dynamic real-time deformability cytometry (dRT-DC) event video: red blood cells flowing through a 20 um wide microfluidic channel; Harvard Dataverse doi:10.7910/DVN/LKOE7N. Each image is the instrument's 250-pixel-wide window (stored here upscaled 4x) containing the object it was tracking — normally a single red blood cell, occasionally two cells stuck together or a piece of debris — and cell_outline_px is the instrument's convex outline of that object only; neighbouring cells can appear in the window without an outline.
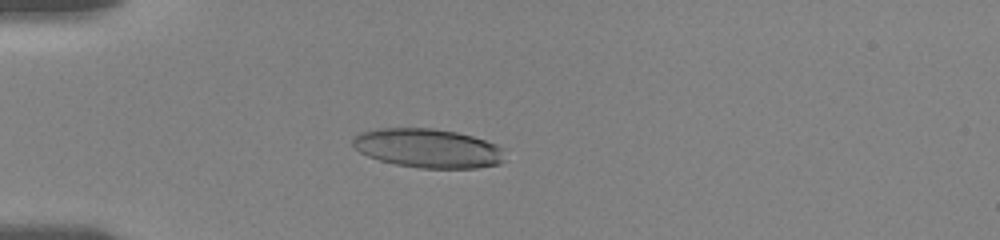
{"species": "human", "species_latin": "Homo sapiens", "temperature_condition": "room temperature", "stored_images_in_passage": 31, "camera_frame_rate_fps": 3000, "um_per_image_px": 0.085, "donor": {"sex": "female"}, "frame": {"image": 1, "passage_image": 9, "time_ms": 5.0, "image_size_px": [1000, 240], "cell_outline_px": [[504, 160], [500, 164], [476, 168], [420, 168], [396, 164], [380, 160], [368, 156], [352, 148], [352, 136], [360, 132], [380, 128], [432, 128], [456, 132], [472, 136], [496, 144], [504, 148]], "centroid_in_image_um": [36.36, 12.6], "position_along_channel_um": 48.6, "area_um2": 34.85}}
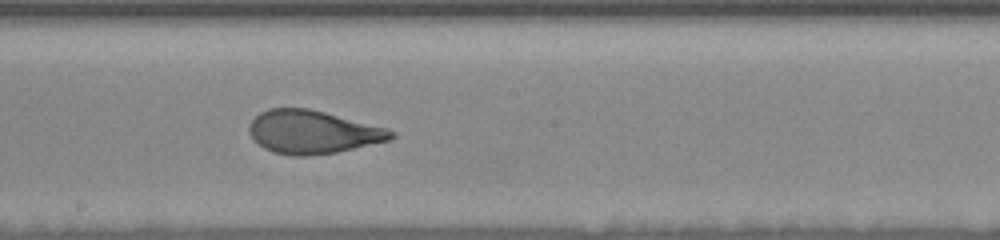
{"frame": {"image": 2, "passage_image": 22, "time_ms": 10.333, "image_size_px": [1000, 240], "cell_outline_px": [[396, 136], [388, 140], [336, 152], [308, 156], [292, 156], [272, 152], [264, 148], [248, 132], [248, 124], [260, 112], [268, 108], [308, 108], [388, 128], [396, 132]], "centroid_in_image_um": [26.56, 11.22], "position_along_channel_um": 221.6, "area_um2": 35.6}}
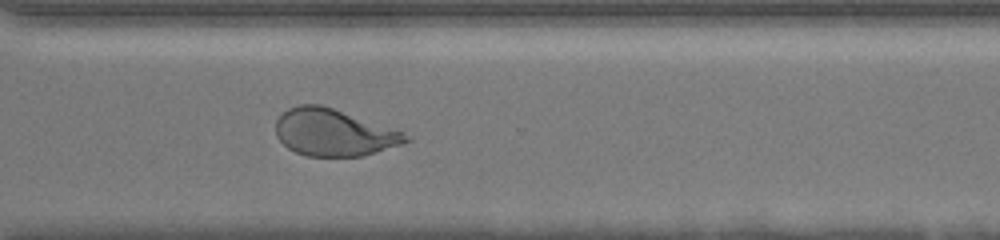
{"frame": {"image": 3, "passage_image": 31, "time_ms": 13.667, "image_size_px": [1000, 240], "cell_outline_px": [[412, 140], [376, 152], [360, 156], [304, 156], [288, 148], [276, 136], [276, 120], [288, 108], [300, 104], [320, 104], [396, 128], [412, 136]], "centroid_in_image_um": [28.4, 11.26], "position_along_channel_um": 342.2, "area_um2": 35.72}}